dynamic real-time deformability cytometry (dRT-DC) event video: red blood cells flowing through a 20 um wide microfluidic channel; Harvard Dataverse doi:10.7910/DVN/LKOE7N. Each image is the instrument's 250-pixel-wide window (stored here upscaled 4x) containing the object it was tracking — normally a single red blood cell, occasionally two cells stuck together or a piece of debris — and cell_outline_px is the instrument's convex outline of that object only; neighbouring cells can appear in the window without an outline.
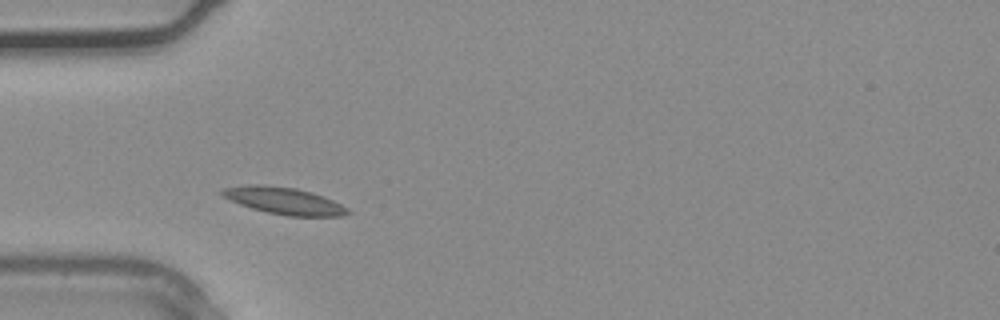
{"species": "common noctule bat (a hibernating species)", "species_latin": "Nyctalus noctula", "temperature_condition": "warm", "stored_images_in_passage": 1, "camera_frame_rate_fps": 3000, "um_per_image_px": 0.085, "animal": {"sex": "male", "body_mass_g": 20.4}, "frame": {"image": 1, "passage_image": 1, "time_ms": 0.0, "image_size_px": [1000, 320], "cell_outline_px": [[352, 212], [340, 216], [288, 216], [268, 212], [252, 208], [240, 204], [224, 196], [220, 192], [224, 188], [248, 184], [264, 184], [296, 188], [312, 192], [332, 200], [348, 208]], "centroid_in_image_um": [24.16, 17.06], "position_along_channel_um": 60.8, "area_um2": 19.54}}